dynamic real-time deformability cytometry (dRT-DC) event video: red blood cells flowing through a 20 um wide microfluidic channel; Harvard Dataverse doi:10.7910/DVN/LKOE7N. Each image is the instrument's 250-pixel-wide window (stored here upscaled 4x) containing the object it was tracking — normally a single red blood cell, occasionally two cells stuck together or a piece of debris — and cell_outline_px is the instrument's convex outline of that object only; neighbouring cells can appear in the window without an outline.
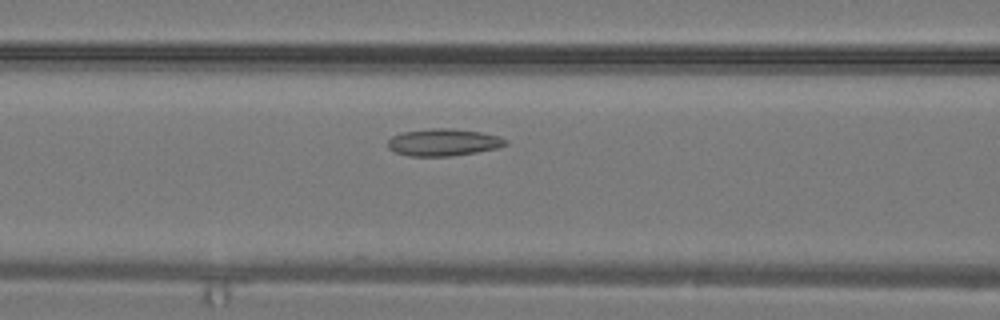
{"species": "common noctule bat (a hibernating species)", "species_latin": "Nyctalus noctula", "temperature_condition": "warm", "stored_images_in_passage": 32, "camera_frame_rate_fps": 3000, "um_per_image_px": 0.085, "animal": {"sex": "male", "body_mass_g": 19.2, "forearm_length_mm": 51.8}, "frame": {"image": 1, "passage_image": 13, "time_ms": 4.0, "image_size_px": [1000, 320], "cell_outline_px": [[508, 144], [496, 148], [476, 152], [452, 156], [408, 156], [396, 152], [388, 148], [388, 140], [392, 136], [404, 132], [428, 128], [452, 128], [480, 132], [500, 136], [508, 140]], "centroid_in_image_um": [37.7, 12.09], "position_along_channel_um": 128.9, "area_um2": 18.67}}
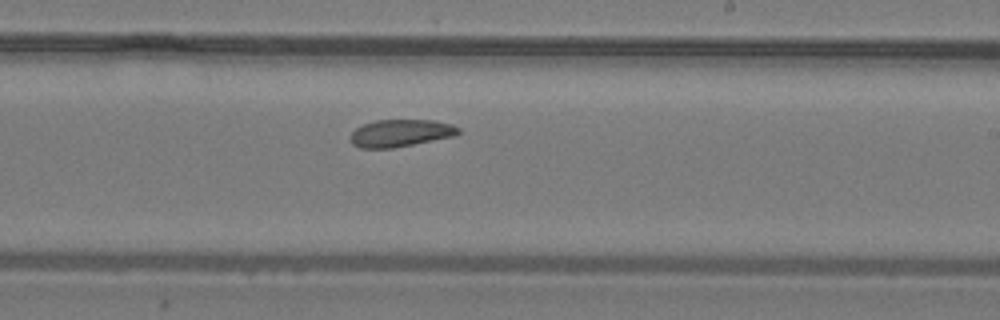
{"frame": {"image": 2, "passage_image": 19, "time_ms": 6.0, "image_size_px": [1000, 320], "cell_outline_px": [[460, 132], [456, 136], [392, 148], [360, 148], [352, 144], [352, 132], [356, 128], [364, 124], [376, 120], [436, 120], [452, 124], [460, 128]], "centroid_in_image_um": [34.1, 11.31], "position_along_channel_um": 254.9, "area_um2": 17.17}}
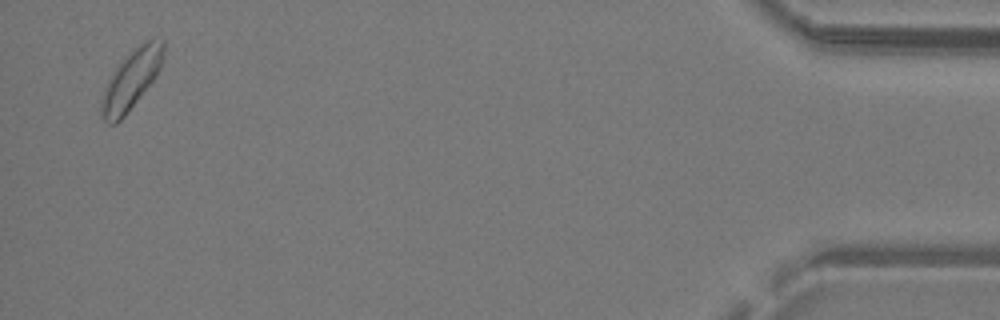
{"frame": {"image": 3, "passage_image": 31, "time_ms": 10.0, "image_size_px": [1000, 320], "cell_outline_px": [[164, 56], [160, 68], [156, 76], [124, 116], [116, 124], [108, 124], [104, 120], [100, 108], [100, 104], [104, 88], [112, 72], [124, 56], [140, 44], [148, 40], [164, 40]], "centroid_in_image_um": [11.14, 6.77], "position_along_channel_um": 424.1, "area_um2": 21.21}}